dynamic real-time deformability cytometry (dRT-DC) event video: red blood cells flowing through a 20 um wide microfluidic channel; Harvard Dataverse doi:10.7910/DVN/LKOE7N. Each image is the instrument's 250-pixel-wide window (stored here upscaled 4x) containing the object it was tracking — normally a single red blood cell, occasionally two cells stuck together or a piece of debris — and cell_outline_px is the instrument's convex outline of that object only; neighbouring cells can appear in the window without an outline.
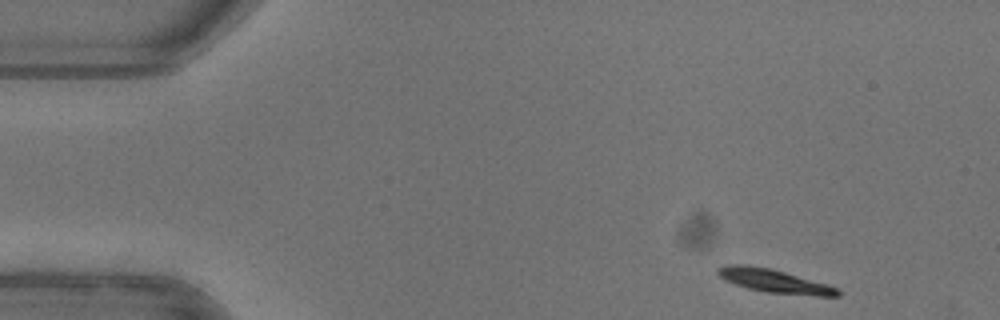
{"species": "common noctule bat (a hibernating species)", "species_latin": "Nyctalus noctula", "temperature_condition": "warm", "stored_images_in_passage": 48, "camera_frame_rate_fps": 3000, "um_per_image_px": 0.085, "animal": {"sex": "female"}, "frame": {"image": 1, "passage_image": 1, "time_ms": 0.0, "image_size_px": [1000, 320], "cell_outline_px": [[840, 296], [816, 296], [768, 292], [748, 288], [724, 280], [716, 272], [716, 268], [728, 264], [748, 264], [772, 268], [828, 284], [840, 288]], "centroid_in_image_um": [65.83, 23.87], "position_along_channel_um": 19.2, "area_um2": 16.59}}
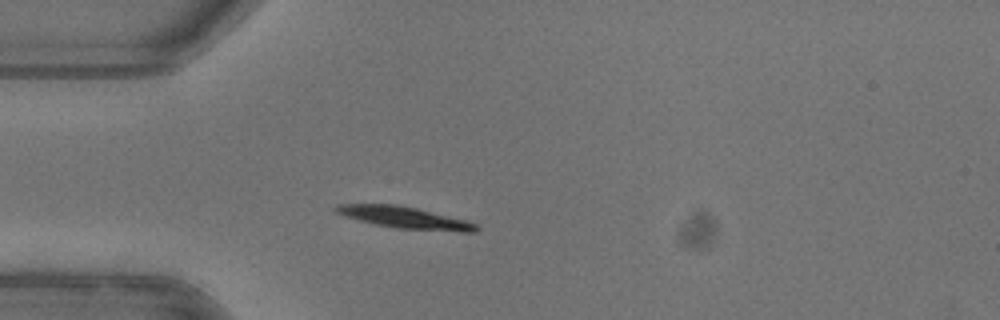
{"frame": {"image": 2, "passage_image": 10, "time_ms": 3.0, "image_size_px": [1000, 320], "cell_outline_px": [[480, 228], [476, 232], [460, 232], [396, 228], [372, 224], [344, 216], [336, 212], [332, 208], [336, 204], [396, 204], [416, 208], [464, 220], [476, 224]], "centroid_in_image_um": [34.35, 18.5], "position_along_channel_um": 50.6, "area_um2": 17.8}}
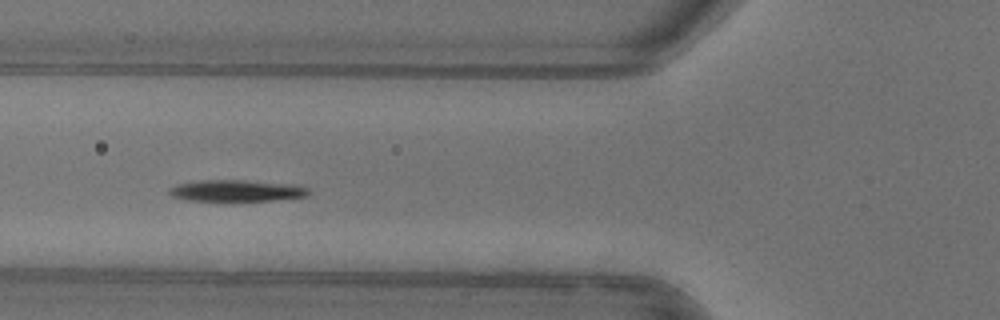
{"frame": {"image": 3, "passage_image": 15, "time_ms": 4.667, "image_size_px": [1000, 320], "cell_outline_px": [[308, 196], [272, 200], [188, 200], [172, 196], [168, 192], [168, 188], [180, 184], [200, 180], [244, 180], [292, 184], [308, 188]], "centroid_in_image_um": [20.1, 16.2], "position_along_channel_um": 105.7, "area_um2": 17.11}, "authors_computed_cell_mechanics": {"area_um2": 17.1088, "velocity_mm_per_s": 3.9435, "shape_relaxation_time_tau1_ms": 3.848, "shape_relaxation_time_tau2_ms": null, "deformation_change_tau1": 0.1883, "deformation_change_tau2": null}}